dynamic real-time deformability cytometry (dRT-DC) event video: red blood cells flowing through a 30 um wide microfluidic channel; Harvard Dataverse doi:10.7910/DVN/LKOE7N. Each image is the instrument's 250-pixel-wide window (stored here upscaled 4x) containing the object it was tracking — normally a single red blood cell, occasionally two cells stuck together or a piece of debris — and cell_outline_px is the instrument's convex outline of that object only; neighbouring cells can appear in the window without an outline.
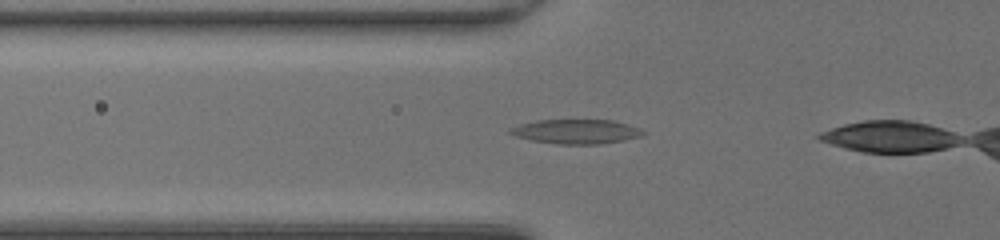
{"species": "common noctule bat (a hibernating species)", "species_latin": "Nyctalus noctula", "temperature_condition": "room temperature", "stored_images_in_passage": 10, "camera_frame_rate_fps": 3000, "um_per_image_px": 0.085, "animal": {"sex": "female", "body_mass_g": 20.0, "forearm_length_mm": 54.0}, "frame": {"image": 1, "passage_image": 9, "time_ms": 2.667, "image_size_px": [1000, 240], "cell_outline_px": [[648, 132], [640, 136], [624, 140], [600, 144], [556, 144], [532, 140], [516, 136], [508, 132], [508, 128], [520, 124], [536, 120], [612, 120], [628, 124], [640, 128]], "centroid_in_image_um": [48.99, 11.18], "position_along_channel_um": 76.8, "area_um2": 18.96}}